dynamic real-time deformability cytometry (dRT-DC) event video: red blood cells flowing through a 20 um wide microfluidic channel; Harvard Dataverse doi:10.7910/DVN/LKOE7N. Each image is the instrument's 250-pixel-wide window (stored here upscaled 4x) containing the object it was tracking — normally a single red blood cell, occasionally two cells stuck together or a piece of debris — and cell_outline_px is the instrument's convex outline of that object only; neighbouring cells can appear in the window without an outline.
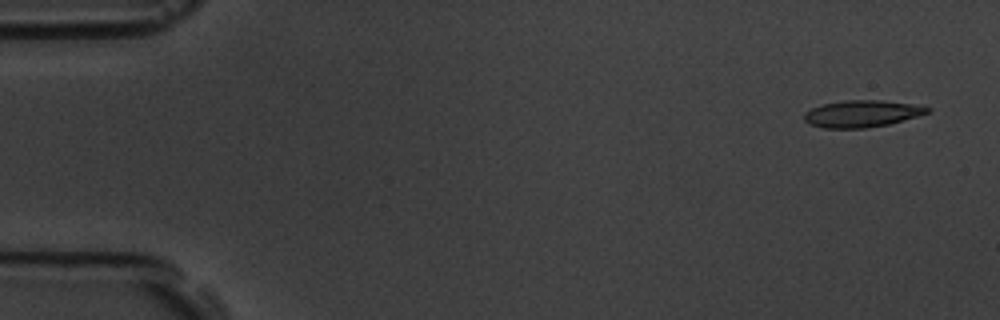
{"species": "common noctule bat (a hibernating species)", "species_latin": "Nyctalus noctula", "temperature_condition": "room temperature", "stored_images_in_passage": 7, "camera_frame_rate_fps": 3000, "um_per_image_px": 0.085, "animal": {"sex": "male", "body_mass_g": 19.5, "forearm_length_mm": 54.6}, "frame": {"image": 1, "passage_image": 1, "time_ms": 0.0, "image_size_px": [1000, 320], "cell_outline_px": [[932, 108], [928, 112], [916, 116], [888, 124], [864, 128], [824, 128], [808, 124], [804, 120], [804, 112], [812, 108], [824, 104], [848, 100], [880, 100], [912, 104]], "centroid_in_image_um": [73.21, 9.67], "position_along_channel_um": 11.8, "area_um2": 19.02}}
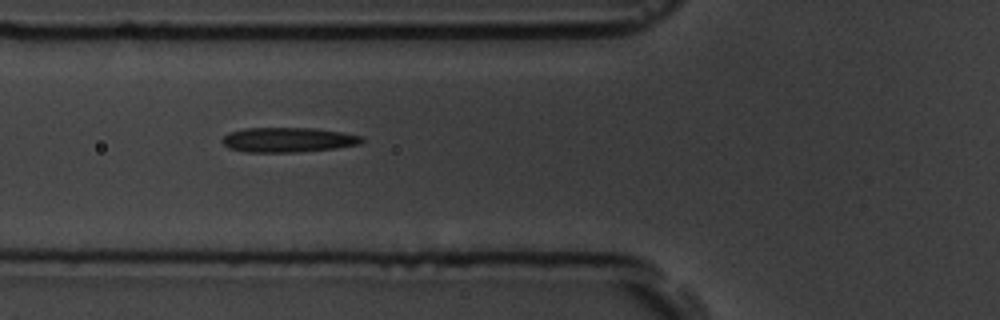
{"frame": {"image": 2, "passage_image": 6, "time_ms": 6.0, "image_size_px": [1000, 320], "cell_outline_px": [[364, 140], [360, 144], [336, 148], [296, 152], [244, 152], [228, 148], [220, 140], [228, 132], [244, 128], [312, 128], [340, 132], [364, 136]], "centroid_in_image_um": [24.46, 11.88], "position_along_channel_um": 101.3, "area_um2": 20.23}}
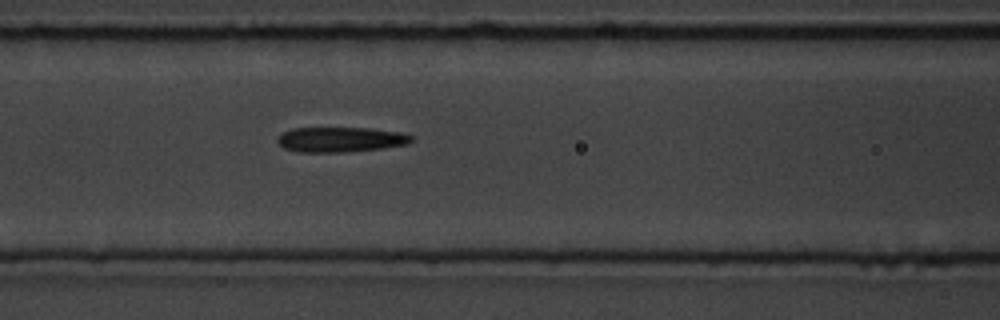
{"frame": {"image": 3, "passage_image": 7, "time_ms": 7.0, "image_size_px": [1000, 320], "cell_outline_px": [[412, 140], [408, 144], [380, 148], [344, 152], [296, 152], [284, 148], [276, 140], [284, 132], [292, 128], [368, 128], [400, 132], [412, 136]], "centroid_in_image_um": [28.93, 11.86], "position_along_channel_um": 137.7, "area_um2": 19.36}}